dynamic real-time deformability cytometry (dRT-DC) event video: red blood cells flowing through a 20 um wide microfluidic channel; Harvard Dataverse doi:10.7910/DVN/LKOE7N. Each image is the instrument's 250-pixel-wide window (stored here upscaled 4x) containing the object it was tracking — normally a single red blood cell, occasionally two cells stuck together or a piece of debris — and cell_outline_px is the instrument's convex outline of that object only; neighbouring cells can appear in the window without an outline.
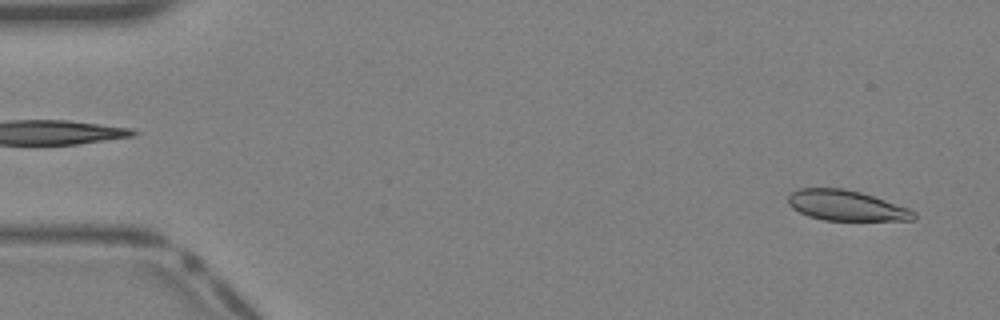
{"species": "Egyptian fruit bat (a non-hibernating species)", "species_latin": "Rousettus aegyptiacus", "temperature_condition": "warm", "stored_images_in_passage": 39, "camera_frame_rate_fps": 3000, "um_per_image_px": 0.085, "animal": {"sex": "female"}, "frame": {"image": 1, "passage_image": 2, "time_ms": 0.333, "image_size_px": [1000, 320], "cell_outline_px": [[916, 220], [824, 220], [808, 216], [792, 208], [788, 204], [788, 196], [792, 192], [800, 188], [844, 188], [860, 192], [908, 208], [916, 212]], "centroid_in_image_um": [71.91, 17.47], "position_along_channel_um": 13.1, "area_um2": 22.08}}
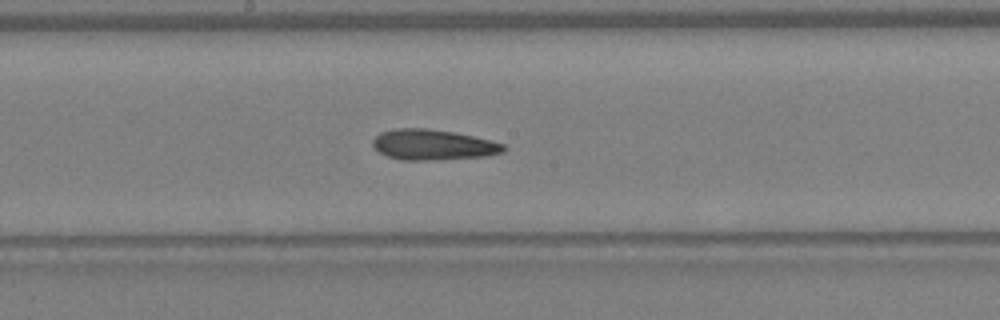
{"frame": {"image": 2, "passage_image": 21, "time_ms": 6.667, "image_size_px": [1000, 320], "cell_outline_px": [[508, 148], [504, 152], [484, 156], [428, 160], [400, 160], [388, 156], [380, 152], [372, 144], [372, 140], [380, 132], [396, 128], [424, 128], [452, 132], [472, 136], [504, 144]], "centroid_in_image_um": [36.79, 12.3], "position_along_channel_um": 211.4, "area_um2": 23.0}}
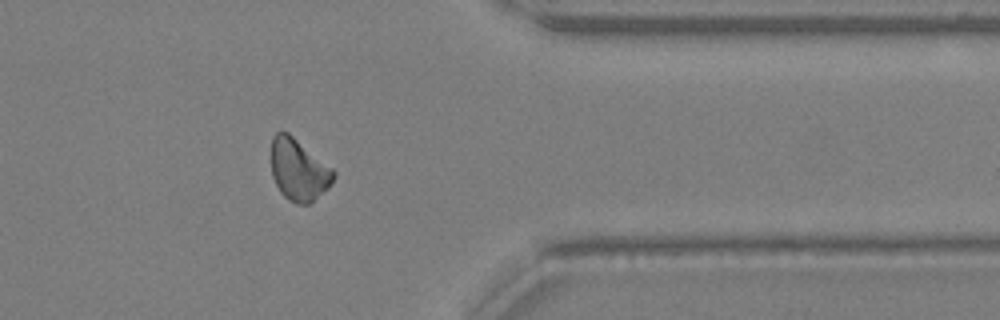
{"frame": {"image": 3, "passage_image": 32, "time_ms": 10.333, "image_size_px": [1000, 320], "cell_outline_px": [[336, 176], [332, 184], [312, 204], [296, 204], [288, 200], [280, 192], [272, 176], [272, 136], [276, 132], [288, 132], [332, 168], [336, 172]], "centroid_in_image_um": [25.41, 14.47], "position_along_channel_um": 386.0, "area_um2": 22.54}}